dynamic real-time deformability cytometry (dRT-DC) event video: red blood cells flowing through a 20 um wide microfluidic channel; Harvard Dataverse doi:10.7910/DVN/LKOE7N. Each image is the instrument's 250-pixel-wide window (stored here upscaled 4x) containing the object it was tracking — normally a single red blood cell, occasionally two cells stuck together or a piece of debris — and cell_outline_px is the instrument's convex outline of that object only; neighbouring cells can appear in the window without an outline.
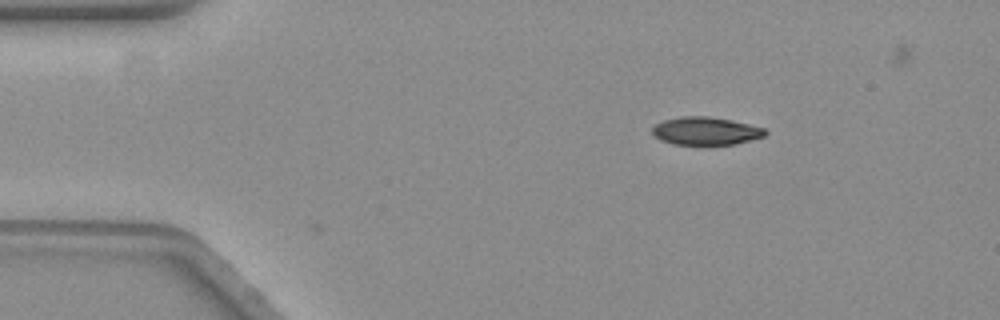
{"species": "common noctule bat (a hibernating species)", "species_latin": "Nyctalus noctula", "temperature_condition": "warm", "stored_images_in_passage": 2, "camera_frame_rate_fps": 3000, "um_per_image_px": 0.085, "animal": {"sex": "female", "body_mass_g": 19.3, "forearm_length_mm": 54.1}, "frame": {"image": 1, "passage_image": 2, "time_ms": 0.333, "image_size_px": [1000, 320], "cell_outline_px": [[768, 132], [764, 136], [732, 144], [672, 144], [660, 140], [652, 132], [652, 128], [656, 124], [664, 120], [680, 116], [708, 116], [732, 120], [764, 128]], "centroid_in_image_um": [59.96, 11.12], "position_along_channel_um": 25.0, "area_um2": 18.15}}